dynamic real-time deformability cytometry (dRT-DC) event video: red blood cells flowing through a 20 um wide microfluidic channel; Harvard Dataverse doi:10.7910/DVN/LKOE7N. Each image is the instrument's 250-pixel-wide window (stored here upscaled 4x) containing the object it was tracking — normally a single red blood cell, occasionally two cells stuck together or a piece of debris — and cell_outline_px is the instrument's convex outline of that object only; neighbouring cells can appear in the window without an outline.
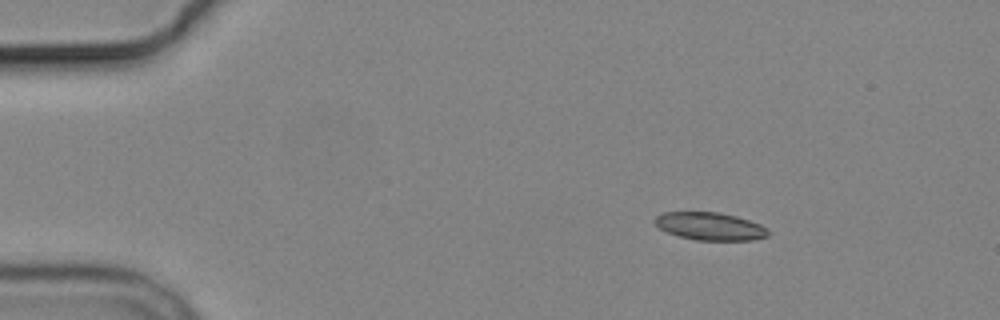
{"species": "common noctule bat (a hibernating species)", "species_latin": "Nyctalus noctula", "temperature_condition": "cold", "stored_images_in_passage": 3, "camera_frame_rate_fps": 3000, "um_per_image_px": 0.085, "animal": {"sex": "male", "body_mass_g": 19.2, "forearm_length_mm": 51.8}, "frame": {"image": 1, "passage_image": 1, "time_ms": 0.0, "image_size_px": [1000, 320], "cell_outline_px": [[768, 236], [752, 240], [696, 240], [680, 236], [668, 232], [660, 228], [652, 220], [656, 216], [664, 212], [720, 212], [736, 216], [760, 224], [768, 228]], "centroid_in_image_um": [60.36, 19.23], "position_along_channel_um": 24.6, "area_um2": 18.26}}